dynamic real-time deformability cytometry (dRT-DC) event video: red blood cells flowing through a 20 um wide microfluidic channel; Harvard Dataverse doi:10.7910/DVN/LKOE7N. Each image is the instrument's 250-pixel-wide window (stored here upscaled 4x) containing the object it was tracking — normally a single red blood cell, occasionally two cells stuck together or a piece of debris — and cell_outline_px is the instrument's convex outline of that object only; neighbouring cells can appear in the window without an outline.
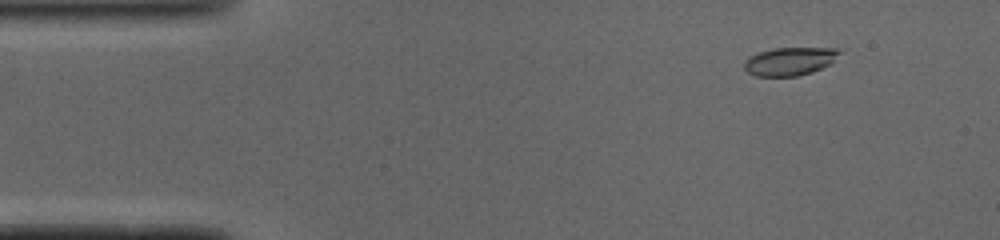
{"species": "common noctule bat (a hibernating species)", "species_latin": "Nyctalus noctula", "temperature_condition": "cold", "stored_images_in_passage": 48, "camera_frame_rate_fps": 3000, "um_per_image_px": 0.085, "animal": {"sex": "male", "body_mass_g": 19.0, "forearm_length_mm": 50.8}, "frame": {"image": 1, "passage_image": 5, "time_ms": 1.333, "image_size_px": [1000, 240], "cell_outline_px": [[840, 52], [832, 64], [812, 72], [796, 76], [756, 76], [748, 72], [744, 68], [744, 60], [760, 52], [776, 48], [836, 48]], "centroid_in_image_um": [67.15, 5.22], "position_along_channel_um": 17.9, "area_um2": 15.49}}
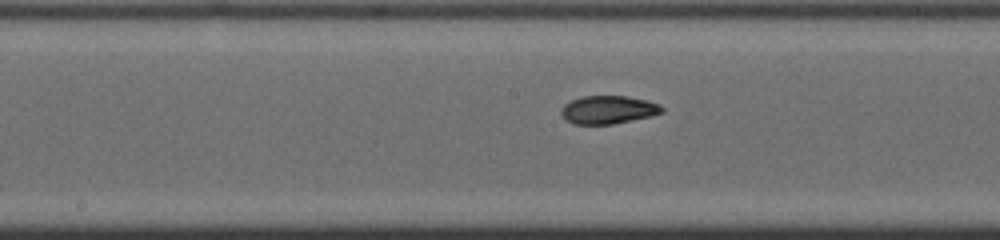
{"frame": {"image": 2, "passage_image": 24, "time_ms": 7.667, "image_size_px": [1000, 240], "cell_outline_px": [[664, 112], [648, 116], [612, 124], [572, 124], [560, 112], [560, 108], [564, 104], [572, 100], [584, 96], [628, 96], [660, 104], [664, 108]], "centroid_in_image_um": [51.68, 9.32], "position_along_channel_um": 196.5, "area_um2": 16.3}}
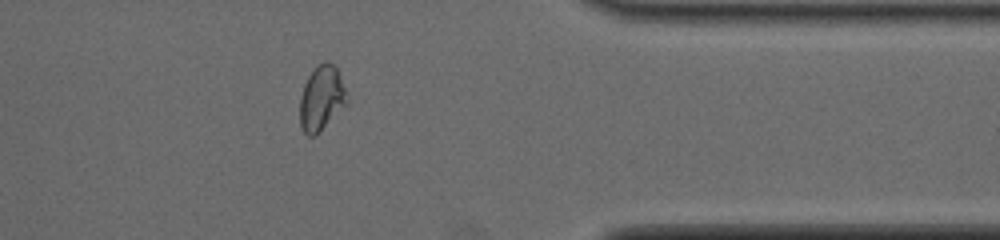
{"frame": {"image": 3, "passage_image": 39, "time_ms": 12.667, "image_size_px": [1000, 240], "cell_outline_px": [[348, 104], [320, 132], [312, 136], [308, 136], [304, 132], [300, 124], [300, 96], [304, 84], [308, 76], [324, 60], [328, 60], [336, 68], [340, 76], [348, 100]], "centroid_in_image_um": [27.33, 8.38], "position_along_channel_um": 384.1, "area_um2": 17.74}, "authors_computed_cell_mechanics": {"area_um2": 16.5886, "velocity_mm_per_s": 4.0979, "shape_relaxation_time_tau1_ms": 5.0581, "shape_relaxation_time_tau2_ms": 2.101, "deformation_change_tau1": 0.1675, "deformation_change_tau2": 0.052}}